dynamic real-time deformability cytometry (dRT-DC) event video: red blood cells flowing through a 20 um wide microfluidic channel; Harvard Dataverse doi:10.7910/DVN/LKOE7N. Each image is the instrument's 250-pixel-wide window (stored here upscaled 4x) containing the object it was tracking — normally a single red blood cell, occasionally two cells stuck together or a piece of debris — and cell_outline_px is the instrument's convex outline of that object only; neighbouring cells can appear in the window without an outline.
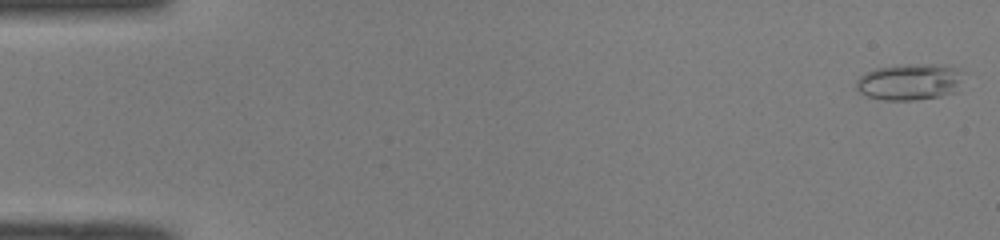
{"species": "common noctule bat (a hibernating species)", "species_latin": "Nyctalus noctula", "temperature_condition": "room temperature", "stored_images_in_passage": 50, "camera_frame_rate_fps": 3000, "um_per_image_px": 0.085, "animal": {"sex": "male", "body_mass_g": 19.0, "forearm_length_mm": 50.8}, "frame": {"image": 1, "passage_image": 2, "time_ms": 0.333, "image_size_px": [1000, 240], "cell_outline_px": [[956, 92], [940, 96], [916, 100], [884, 100], [868, 96], [860, 92], [856, 88], [856, 80], [860, 76], [876, 68], [916, 64], [944, 64], [956, 68]], "centroid_in_image_um": [77.22, 6.97], "position_along_channel_um": 7.8, "area_um2": 22.02}}
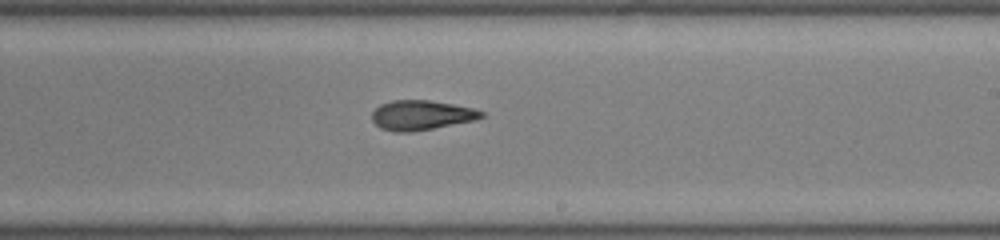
{"frame": {"image": 2, "passage_image": 31, "time_ms": 10.0, "image_size_px": [1000, 240], "cell_outline_px": [[484, 116], [476, 120], [432, 128], [408, 132], [396, 132], [380, 128], [372, 120], [372, 112], [380, 104], [392, 100], [428, 100], [452, 104], [472, 108], [484, 112]], "centroid_in_image_um": [35.79, 9.78], "position_along_channel_um": 253.2, "area_um2": 18.79}}
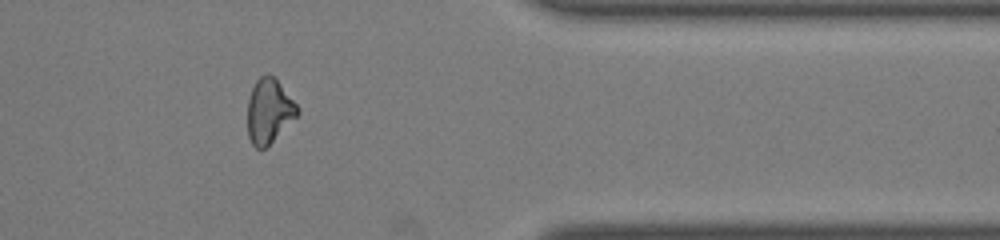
{"frame": {"image": 3, "passage_image": 42, "time_ms": 13.667, "image_size_px": [1000, 240], "cell_outline_px": [[300, 112], [264, 148], [256, 148], [252, 144], [248, 136], [248, 100], [252, 88], [256, 80], [260, 76], [268, 72], [276, 80], [300, 108]], "centroid_in_image_um": [22.85, 9.41], "position_along_channel_um": 388.6, "area_um2": 18.26}, "authors_computed_cell_mechanics": {"area_um2": 19.5942, "velocity_mm_per_s": 4.1354, "shape_relaxation_time_tau1_ms": null, "shape_relaxation_time_tau2_ms": 2.3196, "deformation_change_tau1": null, "deformation_change_tau2": 0.1062}}